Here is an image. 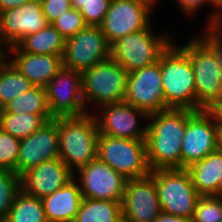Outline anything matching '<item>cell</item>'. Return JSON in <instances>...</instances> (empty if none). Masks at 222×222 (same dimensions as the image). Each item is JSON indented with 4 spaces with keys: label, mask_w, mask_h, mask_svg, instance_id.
<instances>
[{
    "label": "cell",
    "mask_w": 222,
    "mask_h": 222,
    "mask_svg": "<svg viewBox=\"0 0 222 222\" xmlns=\"http://www.w3.org/2000/svg\"><path fill=\"white\" fill-rule=\"evenodd\" d=\"M110 48L100 26L87 25L66 39L62 56L63 66L83 72L110 58Z\"/></svg>",
    "instance_id": "9"
},
{
    "label": "cell",
    "mask_w": 222,
    "mask_h": 222,
    "mask_svg": "<svg viewBox=\"0 0 222 222\" xmlns=\"http://www.w3.org/2000/svg\"><path fill=\"white\" fill-rule=\"evenodd\" d=\"M20 139L0 128V169L16 173Z\"/></svg>",
    "instance_id": "32"
},
{
    "label": "cell",
    "mask_w": 222,
    "mask_h": 222,
    "mask_svg": "<svg viewBox=\"0 0 222 222\" xmlns=\"http://www.w3.org/2000/svg\"><path fill=\"white\" fill-rule=\"evenodd\" d=\"M5 48L8 49L9 47L0 38V67L8 60V56L6 55L7 50ZM6 56H7V58H6Z\"/></svg>",
    "instance_id": "41"
},
{
    "label": "cell",
    "mask_w": 222,
    "mask_h": 222,
    "mask_svg": "<svg viewBox=\"0 0 222 222\" xmlns=\"http://www.w3.org/2000/svg\"><path fill=\"white\" fill-rule=\"evenodd\" d=\"M139 1L148 4L154 10V6L156 5L158 0H139Z\"/></svg>",
    "instance_id": "43"
},
{
    "label": "cell",
    "mask_w": 222,
    "mask_h": 222,
    "mask_svg": "<svg viewBox=\"0 0 222 222\" xmlns=\"http://www.w3.org/2000/svg\"><path fill=\"white\" fill-rule=\"evenodd\" d=\"M21 190V176L13 171L0 170V219L7 218L14 199Z\"/></svg>",
    "instance_id": "29"
},
{
    "label": "cell",
    "mask_w": 222,
    "mask_h": 222,
    "mask_svg": "<svg viewBox=\"0 0 222 222\" xmlns=\"http://www.w3.org/2000/svg\"><path fill=\"white\" fill-rule=\"evenodd\" d=\"M47 103L53 118L86 114L80 71L62 67L45 86Z\"/></svg>",
    "instance_id": "11"
},
{
    "label": "cell",
    "mask_w": 222,
    "mask_h": 222,
    "mask_svg": "<svg viewBox=\"0 0 222 222\" xmlns=\"http://www.w3.org/2000/svg\"><path fill=\"white\" fill-rule=\"evenodd\" d=\"M154 222H193L192 218L180 217L161 212Z\"/></svg>",
    "instance_id": "37"
},
{
    "label": "cell",
    "mask_w": 222,
    "mask_h": 222,
    "mask_svg": "<svg viewBox=\"0 0 222 222\" xmlns=\"http://www.w3.org/2000/svg\"><path fill=\"white\" fill-rule=\"evenodd\" d=\"M43 14L46 16L49 24H52L61 14L69 10L71 0H40Z\"/></svg>",
    "instance_id": "34"
},
{
    "label": "cell",
    "mask_w": 222,
    "mask_h": 222,
    "mask_svg": "<svg viewBox=\"0 0 222 222\" xmlns=\"http://www.w3.org/2000/svg\"><path fill=\"white\" fill-rule=\"evenodd\" d=\"M2 111H3V107H2L1 104H0V116H1V114H2Z\"/></svg>",
    "instance_id": "45"
},
{
    "label": "cell",
    "mask_w": 222,
    "mask_h": 222,
    "mask_svg": "<svg viewBox=\"0 0 222 222\" xmlns=\"http://www.w3.org/2000/svg\"><path fill=\"white\" fill-rule=\"evenodd\" d=\"M81 75L85 109L89 101L97 108L125 100L128 72L111 57L84 70Z\"/></svg>",
    "instance_id": "6"
},
{
    "label": "cell",
    "mask_w": 222,
    "mask_h": 222,
    "mask_svg": "<svg viewBox=\"0 0 222 222\" xmlns=\"http://www.w3.org/2000/svg\"><path fill=\"white\" fill-rule=\"evenodd\" d=\"M191 109H168L148 114L145 138L146 156L151 171L181 169V147Z\"/></svg>",
    "instance_id": "1"
},
{
    "label": "cell",
    "mask_w": 222,
    "mask_h": 222,
    "mask_svg": "<svg viewBox=\"0 0 222 222\" xmlns=\"http://www.w3.org/2000/svg\"><path fill=\"white\" fill-rule=\"evenodd\" d=\"M205 33L217 46H222V13H216L211 19L207 20Z\"/></svg>",
    "instance_id": "35"
},
{
    "label": "cell",
    "mask_w": 222,
    "mask_h": 222,
    "mask_svg": "<svg viewBox=\"0 0 222 222\" xmlns=\"http://www.w3.org/2000/svg\"><path fill=\"white\" fill-rule=\"evenodd\" d=\"M100 113H93L98 127V132L115 138L132 140H145L147 133L148 114L127 102H116L99 106ZM146 121L140 126L138 120Z\"/></svg>",
    "instance_id": "13"
},
{
    "label": "cell",
    "mask_w": 222,
    "mask_h": 222,
    "mask_svg": "<svg viewBox=\"0 0 222 222\" xmlns=\"http://www.w3.org/2000/svg\"><path fill=\"white\" fill-rule=\"evenodd\" d=\"M162 212L154 178L127 179L122 201L123 222H154Z\"/></svg>",
    "instance_id": "16"
},
{
    "label": "cell",
    "mask_w": 222,
    "mask_h": 222,
    "mask_svg": "<svg viewBox=\"0 0 222 222\" xmlns=\"http://www.w3.org/2000/svg\"><path fill=\"white\" fill-rule=\"evenodd\" d=\"M181 11L186 15L195 14L204 4H210L209 0H176Z\"/></svg>",
    "instance_id": "36"
},
{
    "label": "cell",
    "mask_w": 222,
    "mask_h": 222,
    "mask_svg": "<svg viewBox=\"0 0 222 222\" xmlns=\"http://www.w3.org/2000/svg\"><path fill=\"white\" fill-rule=\"evenodd\" d=\"M193 222H222L220 196H200L192 216Z\"/></svg>",
    "instance_id": "31"
},
{
    "label": "cell",
    "mask_w": 222,
    "mask_h": 222,
    "mask_svg": "<svg viewBox=\"0 0 222 222\" xmlns=\"http://www.w3.org/2000/svg\"><path fill=\"white\" fill-rule=\"evenodd\" d=\"M216 138H217V150L222 152V119L219 117L216 111Z\"/></svg>",
    "instance_id": "40"
},
{
    "label": "cell",
    "mask_w": 222,
    "mask_h": 222,
    "mask_svg": "<svg viewBox=\"0 0 222 222\" xmlns=\"http://www.w3.org/2000/svg\"><path fill=\"white\" fill-rule=\"evenodd\" d=\"M11 53L13 58L9 61L35 86L45 87L63 67L62 56L27 52Z\"/></svg>",
    "instance_id": "20"
},
{
    "label": "cell",
    "mask_w": 222,
    "mask_h": 222,
    "mask_svg": "<svg viewBox=\"0 0 222 222\" xmlns=\"http://www.w3.org/2000/svg\"><path fill=\"white\" fill-rule=\"evenodd\" d=\"M97 158L126 179L142 178L151 172L145 140L115 138L99 133Z\"/></svg>",
    "instance_id": "8"
},
{
    "label": "cell",
    "mask_w": 222,
    "mask_h": 222,
    "mask_svg": "<svg viewBox=\"0 0 222 222\" xmlns=\"http://www.w3.org/2000/svg\"><path fill=\"white\" fill-rule=\"evenodd\" d=\"M216 110L195 111L187 120L181 147V169L217 150Z\"/></svg>",
    "instance_id": "12"
},
{
    "label": "cell",
    "mask_w": 222,
    "mask_h": 222,
    "mask_svg": "<svg viewBox=\"0 0 222 222\" xmlns=\"http://www.w3.org/2000/svg\"><path fill=\"white\" fill-rule=\"evenodd\" d=\"M151 25L141 31L127 34L110 45V57L128 73L159 61L172 40L163 33L155 35Z\"/></svg>",
    "instance_id": "5"
},
{
    "label": "cell",
    "mask_w": 222,
    "mask_h": 222,
    "mask_svg": "<svg viewBox=\"0 0 222 222\" xmlns=\"http://www.w3.org/2000/svg\"><path fill=\"white\" fill-rule=\"evenodd\" d=\"M0 222H7L6 219H0Z\"/></svg>",
    "instance_id": "46"
},
{
    "label": "cell",
    "mask_w": 222,
    "mask_h": 222,
    "mask_svg": "<svg viewBox=\"0 0 222 222\" xmlns=\"http://www.w3.org/2000/svg\"><path fill=\"white\" fill-rule=\"evenodd\" d=\"M30 0H0V13L24 5Z\"/></svg>",
    "instance_id": "38"
},
{
    "label": "cell",
    "mask_w": 222,
    "mask_h": 222,
    "mask_svg": "<svg viewBox=\"0 0 222 222\" xmlns=\"http://www.w3.org/2000/svg\"><path fill=\"white\" fill-rule=\"evenodd\" d=\"M73 179L74 172L60 158H55L23 173L21 188L26 194L42 199Z\"/></svg>",
    "instance_id": "19"
},
{
    "label": "cell",
    "mask_w": 222,
    "mask_h": 222,
    "mask_svg": "<svg viewBox=\"0 0 222 222\" xmlns=\"http://www.w3.org/2000/svg\"><path fill=\"white\" fill-rule=\"evenodd\" d=\"M7 222H48L42 200L21 190L9 210Z\"/></svg>",
    "instance_id": "27"
},
{
    "label": "cell",
    "mask_w": 222,
    "mask_h": 222,
    "mask_svg": "<svg viewBox=\"0 0 222 222\" xmlns=\"http://www.w3.org/2000/svg\"><path fill=\"white\" fill-rule=\"evenodd\" d=\"M46 122L42 115L27 112L18 115L2 112L0 116V128L20 140L30 136Z\"/></svg>",
    "instance_id": "28"
},
{
    "label": "cell",
    "mask_w": 222,
    "mask_h": 222,
    "mask_svg": "<svg viewBox=\"0 0 222 222\" xmlns=\"http://www.w3.org/2000/svg\"><path fill=\"white\" fill-rule=\"evenodd\" d=\"M125 102L147 114L171 109L162 89L161 57L159 61L128 73Z\"/></svg>",
    "instance_id": "10"
},
{
    "label": "cell",
    "mask_w": 222,
    "mask_h": 222,
    "mask_svg": "<svg viewBox=\"0 0 222 222\" xmlns=\"http://www.w3.org/2000/svg\"><path fill=\"white\" fill-rule=\"evenodd\" d=\"M73 222H123L122 202L83 198Z\"/></svg>",
    "instance_id": "24"
},
{
    "label": "cell",
    "mask_w": 222,
    "mask_h": 222,
    "mask_svg": "<svg viewBox=\"0 0 222 222\" xmlns=\"http://www.w3.org/2000/svg\"><path fill=\"white\" fill-rule=\"evenodd\" d=\"M153 9L139 0H112L100 28L108 43L146 29Z\"/></svg>",
    "instance_id": "15"
},
{
    "label": "cell",
    "mask_w": 222,
    "mask_h": 222,
    "mask_svg": "<svg viewBox=\"0 0 222 222\" xmlns=\"http://www.w3.org/2000/svg\"><path fill=\"white\" fill-rule=\"evenodd\" d=\"M66 39L52 25L48 24L40 31L29 34L15 46L9 47V52H27L32 54H47L63 56Z\"/></svg>",
    "instance_id": "23"
},
{
    "label": "cell",
    "mask_w": 222,
    "mask_h": 222,
    "mask_svg": "<svg viewBox=\"0 0 222 222\" xmlns=\"http://www.w3.org/2000/svg\"><path fill=\"white\" fill-rule=\"evenodd\" d=\"M82 199L79 183L74 178L64 187L41 199L47 221L73 222Z\"/></svg>",
    "instance_id": "21"
},
{
    "label": "cell",
    "mask_w": 222,
    "mask_h": 222,
    "mask_svg": "<svg viewBox=\"0 0 222 222\" xmlns=\"http://www.w3.org/2000/svg\"><path fill=\"white\" fill-rule=\"evenodd\" d=\"M76 172L74 178L79 182L83 198L123 201L127 179L108 164L96 158Z\"/></svg>",
    "instance_id": "14"
},
{
    "label": "cell",
    "mask_w": 222,
    "mask_h": 222,
    "mask_svg": "<svg viewBox=\"0 0 222 222\" xmlns=\"http://www.w3.org/2000/svg\"><path fill=\"white\" fill-rule=\"evenodd\" d=\"M34 86L9 60L0 67V104L2 107Z\"/></svg>",
    "instance_id": "26"
},
{
    "label": "cell",
    "mask_w": 222,
    "mask_h": 222,
    "mask_svg": "<svg viewBox=\"0 0 222 222\" xmlns=\"http://www.w3.org/2000/svg\"><path fill=\"white\" fill-rule=\"evenodd\" d=\"M191 176L195 190L201 196H219L222 192V152L208 154L186 168Z\"/></svg>",
    "instance_id": "22"
},
{
    "label": "cell",
    "mask_w": 222,
    "mask_h": 222,
    "mask_svg": "<svg viewBox=\"0 0 222 222\" xmlns=\"http://www.w3.org/2000/svg\"><path fill=\"white\" fill-rule=\"evenodd\" d=\"M59 158L75 170L97 158L98 127L92 112L81 116L57 117Z\"/></svg>",
    "instance_id": "2"
},
{
    "label": "cell",
    "mask_w": 222,
    "mask_h": 222,
    "mask_svg": "<svg viewBox=\"0 0 222 222\" xmlns=\"http://www.w3.org/2000/svg\"><path fill=\"white\" fill-rule=\"evenodd\" d=\"M111 1L112 0H71V5L82 14L87 25L100 26L109 10Z\"/></svg>",
    "instance_id": "30"
},
{
    "label": "cell",
    "mask_w": 222,
    "mask_h": 222,
    "mask_svg": "<svg viewBox=\"0 0 222 222\" xmlns=\"http://www.w3.org/2000/svg\"><path fill=\"white\" fill-rule=\"evenodd\" d=\"M219 117L222 119V104L216 109Z\"/></svg>",
    "instance_id": "44"
},
{
    "label": "cell",
    "mask_w": 222,
    "mask_h": 222,
    "mask_svg": "<svg viewBox=\"0 0 222 222\" xmlns=\"http://www.w3.org/2000/svg\"><path fill=\"white\" fill-rule=\"evenodd\" d=\"M52 25L65 39L74 36L87 26L82 14L73 7L61 14Z\"/></svg>",
    "instance_id": "33"
},
{
    "label": "cell",
    "mask_w": 222,
    "mask_h": 222,
    "mask_svg": "<svg viewBox=\"0 0 222 222\" xmlns=\"http://www.w3.org/2000/svg\"><path fill=\"white\" fill-rule=\"evenodd\" d=\"M48 24L41 1L30 0L20 7L0 13V38L8 47H12Z\"/></svg>",
    "instance_id": "18"
},
{
    "label": "cell",
    "mask_w": 222,
    "mask_h": 222,
    "mask_svg": "<svg viewBox=\"0 0 222 222\" xmlns=\"http://www.w3.org/2000/svg\"><path fill=\"white\" fill-rule=\"evenodd\" d=\"M161 76L165 103L170 108L196 111L193 66L189 55L174 41L161 55Z\"/></svg>",
    "instance_id": "4"
},
{
    "label": "cell",
    "mask_w": 222,
    "mask_h": 222,
    "mask_svg": "<svg viewBox=\"0 0 222 222\" xmlns=\"http://www.w3.org/2000/svg\"><path fill=\"white\" fill-rule=\"evenodd\" d=\"M2 112L18 115L27 113L40 114L47 121L54 119L47 103L46 89L34 86L29 91L18 95L3 107Z\"/></svg>",
    "instance_id": "25"
},
{
    "label": "cell",
    "mask_w": 222,
    "mask_h": 222,
    "mask_svg": "<svg viewBox=\"0 0 222 222\" xmlns=\"http://www.w3.org/2000/svg\"><path fill=\"white\" fill-rule=\"evenodd\" d=\"M216 53L222 69V48L217 46L205 33L200 36Z\"/></svg>",
    "instance_id": "39"
},
{
    "label": "cell",
    "mask_w": 222,
    "mask_h": 222,
    "mask_svg": "<svg viewBox=\"0 0 222 222\" xmlns=\"http://www.w3.org/2000/svg\"><path fill=\"white\" fill-rule=\"evenodd\" d=\"M210 5L215 8L214 13L209 14L208 20L211 19L216 13H222V0H209ZM216 11V12H215Z\"/></svg>",
    "instance_id": "42"
},
{
    "label": "cell",
    "mask_w": 222,
    "mask_h": 222,
    "mask_svg": "<svg viewBox=\"0 0 222 222\" xmlns=\"http://www.w3.org/2000/svg\"><path fill=\"white\" fill-rule=\"evenodd\" d=\"M55 158H59V132L58 121L54 118L20 140L16 174L21 176L32 167Z\"/></svg>",
    "instance_id": "17"
},
{
    "label": "cell",
    "mask_w": 222,
    "mask_h": 222,
    "mask_svg": "<svg viewBox=\"0 0 222 222\" xmlns=\"http://www.w3.org/2000/svg\"><path fill=\"white\" fill-rule=\"evenodd\" d=\"M156 184L162 212L192 218L200 194L187 169H158L150 172Z\"/></svg>",
    "instance_id": "7"
},
{
    "label": "cell",
    "mask_w": 222,
    "mask_h": 222,
    "mask_svg": "<svg viewBox=\"0 0 222 222\" xmlns=\"http://www.w3.org/2000/svg\"><path fill=\"white\" fill-rule=\"evenodd\" d=\"M197 36L180 46L193 66L196 111L216 110L222 104V69L214 50Z\"/></svg>",
    "instance_id": "3"
}]
</instances>
